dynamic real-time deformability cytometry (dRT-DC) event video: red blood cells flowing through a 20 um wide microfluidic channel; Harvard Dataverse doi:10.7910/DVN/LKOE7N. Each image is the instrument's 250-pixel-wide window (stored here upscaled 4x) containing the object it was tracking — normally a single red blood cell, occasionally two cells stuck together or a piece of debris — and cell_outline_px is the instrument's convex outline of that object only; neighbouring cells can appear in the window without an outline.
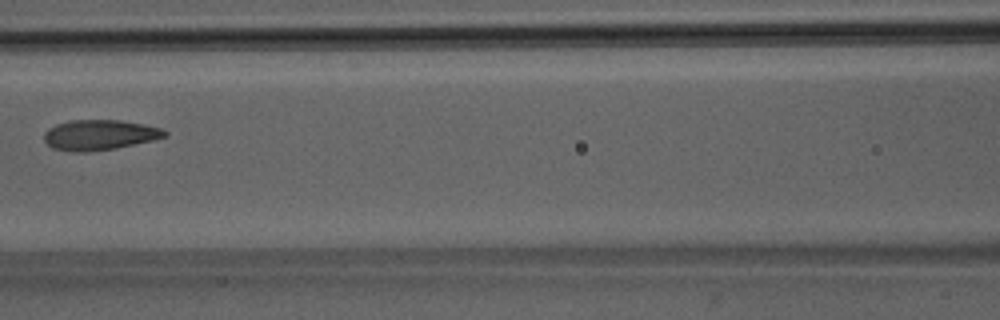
{"species": "Egyptian fruit bat (a non-hibernating species)", "species_latin": "Rousettus aegyptiacus", "temperature_condition": "room temperature", "stored_images_in_passage": 4, "camera_frame_rate_fps": 3000, "um_per_image_px": 0.085, "animal": {"sex": "male"}, "frame": {"image": 1, "passage_image": 3, "time_ms": 2.333, "image_size_px": [1000, 320], "cell_outline_px": [[168, 132], [164, 136], [152, 140], [116, 148], [84, 152], [72, 152], [52, 148], [44, 140], [44, 132], [48, 128], [56, 124], [72, 120], [120, 120], [144, 124], [160, 128]], "centroid_in_image_um": [8.41, 11.46], "position_along_channel_um": 158.2, "area_um2": 21.15}}